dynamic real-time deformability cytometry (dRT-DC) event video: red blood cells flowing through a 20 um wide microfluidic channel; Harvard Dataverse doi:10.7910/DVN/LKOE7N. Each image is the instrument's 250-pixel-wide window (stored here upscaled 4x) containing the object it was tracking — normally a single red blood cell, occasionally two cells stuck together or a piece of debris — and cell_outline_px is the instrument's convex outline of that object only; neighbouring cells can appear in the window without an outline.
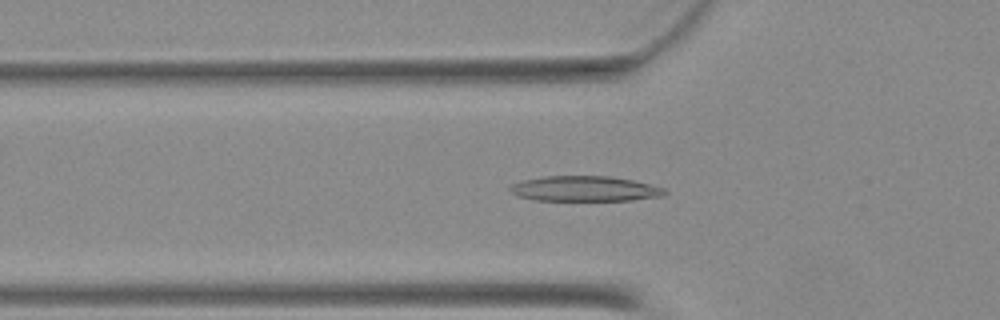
{"species": "Egyptian fruit bat (a non-hibernating species)", "species_latin": "Rousettus aegyptiacus", "temperature_condition": "warm", "stored_images_in_passage": 41, "camera_frame_rate_fps": 3000, "um_per_image_px": 0.085, "animal": {"sex": "female"}, "frame": {"image": 1, "passage_image": 9, "time_ms": 2.667, "image_size_px": [1000, 320], "cell_outline_px": [[668, 192], [664, 196], [632, 200], [536, 200], [516, 196], [508, 188], [512, 184], [520, 180], [544, 176], [612, 176], [632, 180], [664, 188]], "centroid_in_image_um": [49.69, 16.04], "position_along_channel_um": 76.1, "area_um2": 22.83}}
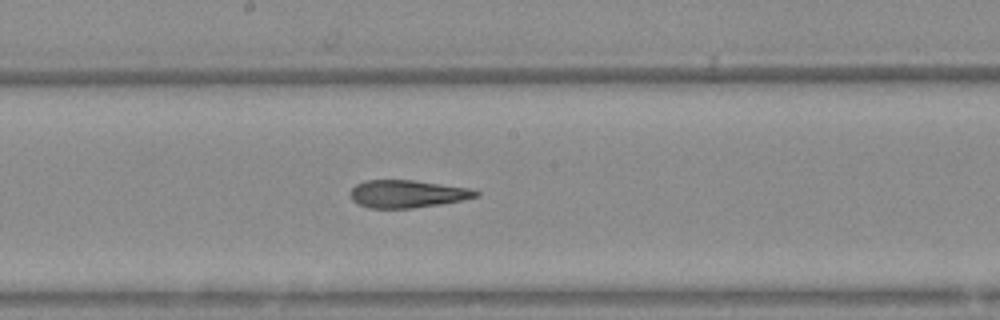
{"frame": {"image": 2, "passage_image": 19, "time_ms": 6.0, "image_size_px": [1000, 320], "cell_outline_px": [[480, 196], [440, 204], [412, 208], [368, 208], [352, 200], [352, 188], [356, 184], [364, 180], [412, 180], [468, 188], [480, 192]], "centroid_in_image_um": [34.61, 16.48], "position_along_channel_um": 213.6, "area_um2": 19.94}}
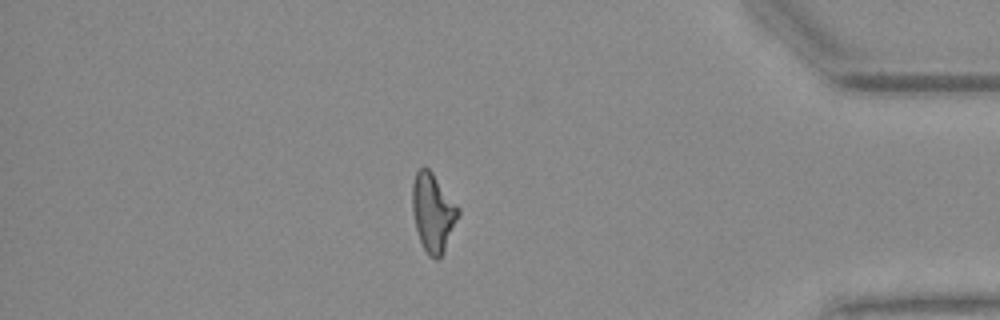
{"frame": {"image": 3, "passage_image": 35, "time_ms": 11.333, "image_size_px": [1000, 320], "cell_outline_px": [[460, 212], [444, 248], [440, 256], [436, 260], [428, 256], [420, 240], [416, 228], [412, 208], [412, 184], [416, 172], [420, 168], [428, 168], [432, 172], [460, 208]], "centroid_in_image_um": [36.79, 18.03], "position_along_channel_um": 398.4, "area_um2": 20.52}}